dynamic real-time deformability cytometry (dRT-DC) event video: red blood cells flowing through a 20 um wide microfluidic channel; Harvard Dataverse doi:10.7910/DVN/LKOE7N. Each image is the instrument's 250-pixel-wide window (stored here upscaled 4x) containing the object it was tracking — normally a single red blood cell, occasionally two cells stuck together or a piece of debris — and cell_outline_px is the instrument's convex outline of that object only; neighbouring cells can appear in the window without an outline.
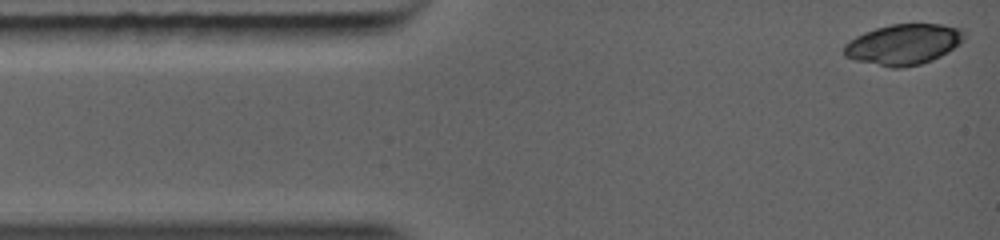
{"species": "common noctule bat (a hibernating species)", "species_latin": "Nyctalus noctula", "temperature_condition": "warm", "stored_images_in_passage": 7, "camera_frame_rate_fps": 5000, "um_per_image_px": 0.085, "animal": {"sex": "female", "body_mass_g": 19.0, "forearm_length_mm": 56.7}, "frame": {"image": 1, "passage_image": 1, "time_ms": 0.0, "image_size_px": [1000, 240], "cell_outline_px": [[964, 40], [960, 44], [948, 52], [932, 60], [920, 64], [900, 68], [892, 68], [856, 60], [844, 56], [844, 44], [848, 40], [864, 32], [876, 28], [892, 24], [940, 24], [964, 28]], "centroid_in_image_um": [76.81, 3.76], "position_along_channel_um": 8.2, "area_um2": 28.55}}